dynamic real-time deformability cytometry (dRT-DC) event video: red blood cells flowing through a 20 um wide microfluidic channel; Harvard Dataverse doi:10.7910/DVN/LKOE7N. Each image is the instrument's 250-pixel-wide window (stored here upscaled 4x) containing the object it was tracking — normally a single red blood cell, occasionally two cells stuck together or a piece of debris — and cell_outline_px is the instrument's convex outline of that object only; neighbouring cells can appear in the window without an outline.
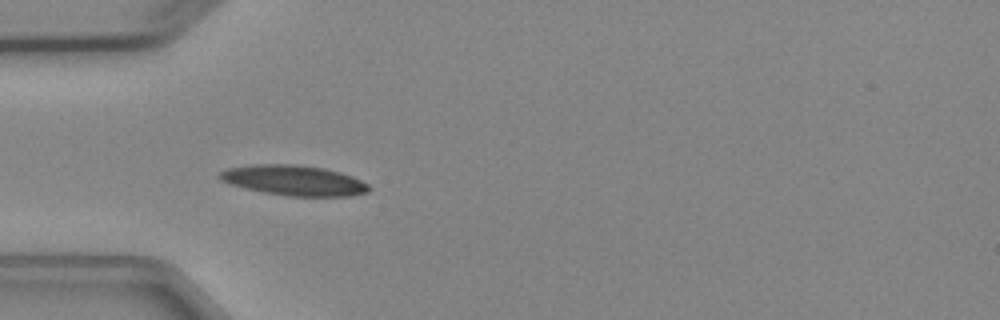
{"species": "Egyptian fruit bat (a non-hibernating species)", "species_latin": "Rousettus aegyptiacus", "temperature_condition": "cold", "stored_images_in_passage": 7, "camera_frame_rate_fps": 3000, "um_per_image_px": 0.085, "animal": {"sex": "female"}, "frame": {"image": 1, "passage_image": 4, "time_ms": 3.333, "image_size_px": [1000, 320], "cell_outline_px": [[372, 188], [368, 192], [352, 196], [288, 196], [264, 192], [244, 188], [220, 180], [216, 176], [220, 172], [228, 168], [252, 164], [296, 164], [324, 168], [340, 172], [352, 176], [368, 184]], "centroid_in_image_um": [24.99, 15.33], "position_along_channel_um": 60.0, "area_um2": 26.41}}